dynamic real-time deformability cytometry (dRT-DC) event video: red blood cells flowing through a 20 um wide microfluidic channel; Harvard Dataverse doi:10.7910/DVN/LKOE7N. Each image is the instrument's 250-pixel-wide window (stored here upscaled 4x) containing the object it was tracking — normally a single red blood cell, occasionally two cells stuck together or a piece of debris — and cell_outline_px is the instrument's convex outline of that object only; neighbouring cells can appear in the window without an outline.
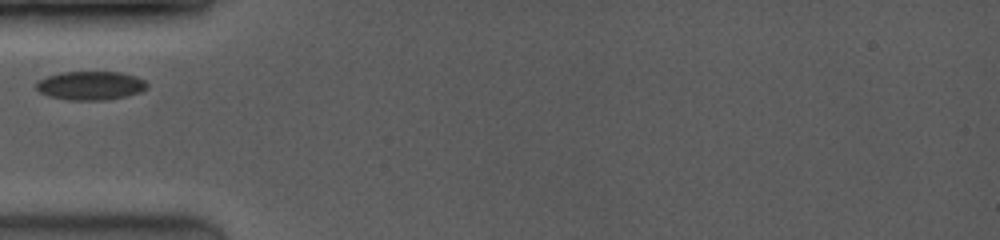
{"species": "common noctule bat (a hibernating species)", "species_latin": "Nyctalus noctula", "temperature_condition": "room temperature", "stored_images_in_passage": 32, "camera_frame_rate_fps": 3500, "um_per_image_px": 0.085, "animal": {"sex": "female", "body_mass_g": 19.0, "forearm_length_mm": 53.3}, "frame": {"image": 1, "passage_image": 1, "time_ms": 0.0, "image_size_px": [1000, 240], "cell_outline_px": [[148, 88], [140, 92], [124, 96], [104, 100], [68, 100], [48, 96], [40, 92], [36, 88], [36, 80], [60, 72], [120, 72], [136, 76], [144, 80], [148, 84]], "centroid_in_image_um": [7.68, 7.27], "position_along_channel_um": 77.3, "area_um2": 18.61}}
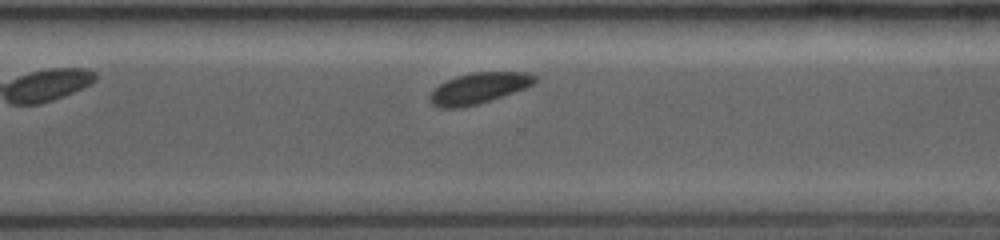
{"frame": {"image": 2, "passage_image": 22, "time_ms": 6.286, "image_size_px": [1000, 240], "cell_outline_px": [[536, 80], [532, 84], [524, 88], [476, 104], [460, 108], [440, 108], [432, 104], [428, 100], [428, 96], [440, 84], [456, 76], [472, 72], [528, 72], [536, 76]], "centroid_in_image_um": [40.65, 7.49], "position_along_channel_um": 330.0, "area_um2": 18.55}}
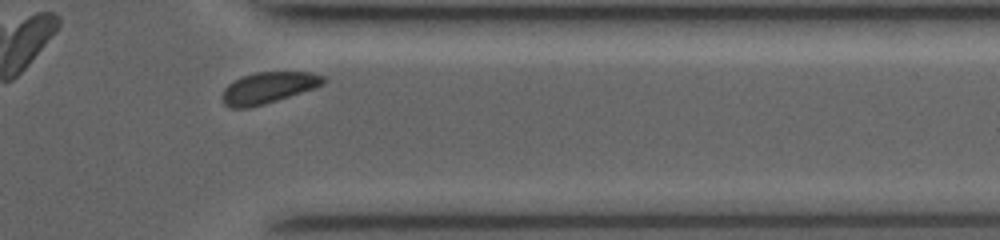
{"frame": {"image": 3, "passage_image": 29, "time_ms": 7.714, "image_size_px": [1000, 240], "cell_outline_px": [[328, 80], [324, 84], [264, 104], [248, 108], [232, 108], [224, 104], [224, 88], [228, 84], [244, 76], [256, 72], [312, 72], [324, 76]], "centroid_in_image_um": [22.83, 7.44], "position_along_channel_um": 388.6, "area_um2": 18.03}}